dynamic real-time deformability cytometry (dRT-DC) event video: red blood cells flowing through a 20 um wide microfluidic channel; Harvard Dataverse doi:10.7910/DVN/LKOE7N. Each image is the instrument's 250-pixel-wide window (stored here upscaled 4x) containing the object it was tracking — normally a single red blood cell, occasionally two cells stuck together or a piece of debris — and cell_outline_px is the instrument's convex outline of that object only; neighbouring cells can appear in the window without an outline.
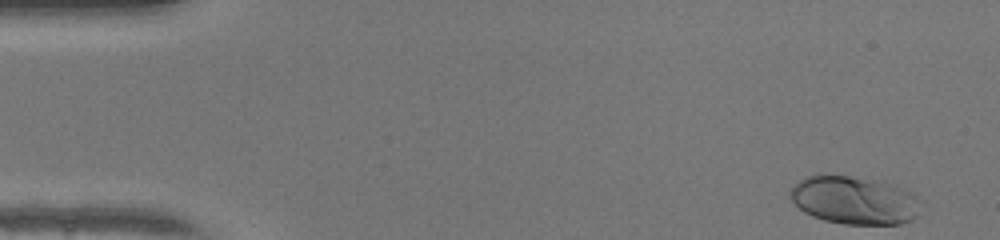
{"species": "human", "species_latin": "Homo sapiens", "temperature_condition": "warm", "stored_images_in_passage": 47, "camera_frame_rate_fps": 3000, "um_per_image_px": 0.085, "donor": {"sex": "female"}, "frame": {"image": 1, "passage_image": 1, "time_ms": 0.0, "image_size_px": [1000, 240], "cell_outline_px": [[916, 216], [912, 220], [900, 224], [844, 224], [824, 220], [812, 216], [804, 212], [788, 196], [792, 188], [800, 180], [808, 176], [820, 172], [884, 180], [896, 184], [912, 192], [916, 196]], "centroid_in_image_um": [72.58, 16.98], "position_along_channel_um": 12.4, "area_um2": 37.05}}
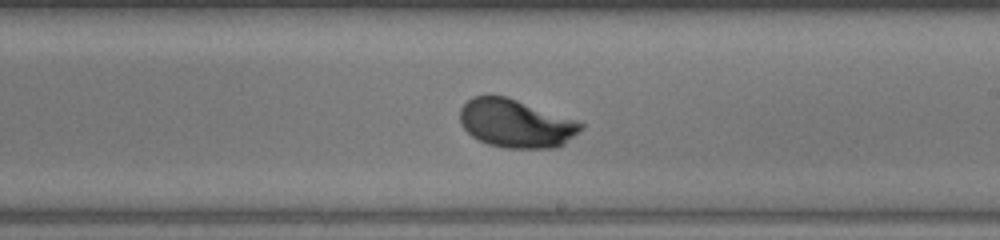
{"frame": {"image": 2, "passage_image": 27, "time_ms": 8.667, "image_size_px": [1000, 240], "cell_outline_px": [[584, 128], [564, 144], [556, 148], [504, 148], [488, 144], [472, 136], [460, 124], [460, 108], [472, 96], [488, 92], [504, 96], [576, 120], [584, 124]], "centroid_in_image_um": [43.81, 10.48], "position_along_channel_um": 245.2, "area_um2": 34.22}}
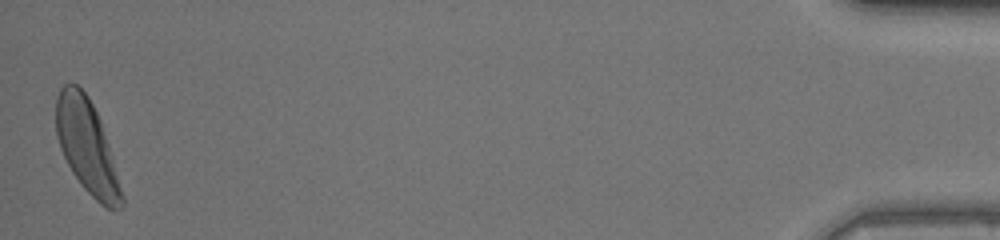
{"frame": {"image": 3, "passage_image": 47, "time_ms": 15.333, "image_size_px": [1000, 240], "cell_outline_px": [[124, 204], [120, 208], [104, 208], [80, 184], [72, 172], [60, 148], [56, 136], [56, 96], [60, 88], [64, 84], [76, 84], [88, 96], [100, 120], [108, 144], [124, 196]], "centroid_in_image_um": [7.38, 12.46], "position_along_channel_um": 427.8, "area_um2": 35.37}, "authors_computed_cell_mechanics": {"area_um2": 33.9286, "velocity_mm_per_s": 4.2052, "shape_relaxation_time_tau1_ms": 2.1462, "shape_relaxation_time_tau2_ms": null, "deformation_change_tau1": 0.1612, "deformation_change_tau2": null}}